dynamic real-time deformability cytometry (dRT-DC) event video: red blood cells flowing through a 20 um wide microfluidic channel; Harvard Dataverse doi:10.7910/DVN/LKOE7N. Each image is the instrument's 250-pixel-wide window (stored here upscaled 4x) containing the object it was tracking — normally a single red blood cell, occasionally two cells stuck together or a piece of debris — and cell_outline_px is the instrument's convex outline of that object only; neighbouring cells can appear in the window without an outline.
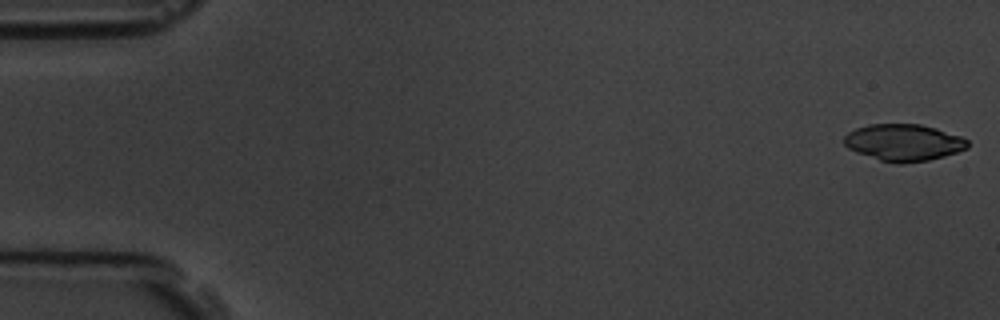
{"species": "common noctule bat (a hibernating species)", "species_latin": "Nyctalus noctula", "temperature_condition": "room temperature", "stored_images_in_passage": 6, "camera_frame_rate_fps": 3000, "um_per_image_px": 0.085, "animal": {"sex": "male", "body_mass_g": 19.5, "forearm_length_mm": 54.6}, "frame": {"image": 1, "passage_image": 1, "time_ms": 0.0, "image_size_px": [1000, 320], "cell_outline_px": [[968, 148], [944, 156], [928, 160], [900, 164], [896, 164], [880, 160], [856, 152], [848, 148], [844, 144], [844, 136], [848, 132], [856, 128], [868, 124], [920, 124], [936, 128], [960, 136], [968, 140]], "centroid_in_image_um": [76.79, 12.11], "position_along_channel_um": 8.2, "area_um2": 26.47}}